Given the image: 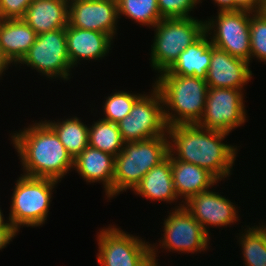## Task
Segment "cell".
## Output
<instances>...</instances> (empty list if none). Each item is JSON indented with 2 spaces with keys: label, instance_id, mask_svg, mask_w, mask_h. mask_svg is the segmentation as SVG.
<instances>
[{
  "label": "cell",
  "instance_id": "obj_1",
  "mask_svg": "<svg viewBox=\"0 0 266 266\" xmlns=\"http://www.w3.org/2000/svg\"><path fill=\"white\" fill-rule=\"evenodd\" d=\"M167 135L171 160L198 165L218 181L232 175L237 147L223 143L228 133L181 124L167 127Z\"/></svg>",
  "mask_w": 266,
  "mask_h": 266
},
{
  "label": "cell",
  "instance_id": "obj_2",
  "mask_svg": "<svg viewBox=\"0 0 266 266\" xmlns=\"http://www.w3.org/2000/svg\"><path fill=\"white\" fill-rule=\"evenodd\" d=\"M11 137L25 176L61 181L74 167V159L43 119Z\"/></svg>",
  "mask_w": 266,
  "mask_h": 266
},
{
  "label": "cell",
  "instance_id": "obj_3",
  "mask_svg": "<svg viewBox=\"0 0 266 266\" xmlns=\"http://www.w3.org/2000/svg\"><path fill=\"white\" fill-rule=\"evenodd\" d=\"M157 77L154 86L163 100L164 120L167 127L197 124L203 115L207 99L209 88L206 80L182 75Z\"/></svg>",
  "mask_w": 266,
  "mask_h": 266
},
{
  "label": "cell",
  "instance_id": "obj_4",
  "mask_svg": "<svg viewBox=\"0 0 266 266\" xmlns=\"http://www.w3.org/2000/svg\"><path fill=\"white\" fill-rule=\"evenodd\" d=\"M167 133L142 141L124 143L115 156L112 198L127 189H134L144 175L169 155Z\"/></svg>",
  "mask_w": 266,
  "mask_h": 266
},
{
  "label": "cell",
  "instance_id": "obj_5",
  "mask_svg": "<svg viewBox=\"0 0 266 266\" xmlns=\"http://www.w3.org/2000/svg\"><path fill=\"white\" fill-rule=\"evenodd\" d=\"M151 66L158 73L167 71L190 44L205 32V21L194 17L163 18L154 27Z\"/></svg>",
  "mask_w": 266,
  "mask_h": 266
},
{
  "label": "cell",
  "instance_id": "obj_6",
  "mask_svg": "<svg viewBox=\"0 0 266 266\" xmlns=\"http://www.w3.org/2000/svg\"><path fill=\"white\" fill-rule=\"evenodd\" d=\"M59 181L22 175L12 194L9 220L19 232L20 227H37L47 220L52 190Z\"/></svg>",
  "mask_w": 266,
  "mask_h": 266
},
{
  "label": "cell",
  "instance_id": "obj_7",
  "mask_svg": "<svg viewBox=\"0 0 266 266\" xmlns=\"http://www.w3.org/2000/svg\"><path fill=\"white\" fill-rule=\"evenodd\" d=\"M252 11H218L216 18L205 20V32L212 45L233 57L250 63V17Z\"/></svg>",
  "mask_w": 266,
  "mask_h": 266
},
{
  "label": "cell",
  "instance_id": "obj_8",
  "mask_svg": "<svg viewBox=\"0 0 266 266\" xmlns=\"http://www.w3.org/2000/svg\"><path fill=\"white\" fill-rule=\"evenodd\" d=\"M150 95L142 94L134 103L130 114L117 125L124 143L159 137L167 133L163 100L153 85Z\"/></svg>",
  "mask_w": 266,
  "mask_h": 266
},
{
  "label": "cell",
  "instance_id": "obj_9",
  "mask_svg": "<svg viewBox=\"0 0 266 266\" xmlns=\"http://www.w3.org/2000/svg\"><path fill=\"white\" fill-rule=\"evenodd\" d=\"M26 64L51 80L55 77L70 79L73 68L66 45V28L37 35L35 43L18 64Z\"/></svg>",
  "mask_w": 266,
  "mask_h": 266
},
{
  "label": "cell",
  "instance_id": "obj_10",
  "mask_svg": "<svg viewBox=\"0 0 266 266\" xmlns=\"http://www.w3.org/2000/svg\"><path fill=\"white\" fill-rule=\"evenodd\" d=\"M243 90L209 88L203 115L197 125L230 133L246 122Z\"/></svg>",
  "mask_w": 266,
  "mask_h": 266
},
{
  "label": "cell",
  "instance_id": "obj_11",
  "mask_svg": "<svg viewBox=\"0 0 266 266\" xmlns=\"http://www.w3.org/2000/svg\"><path fill=\"white\" fill-rule=\"evenodd\" d=\"M111 225L97 234V261L101 266H138L150 253L151 244Z\"/></svg>",
  "mask_w": 266,
  "mask_h": 266
},
{
  "label": "cell",
  "instance_id": "obj_12",
  "mask_svg": "<svg viewBox=\"0 0 266 266\" xmlns=\"http://www.w3.org/2000/svg\"><path fill=\"white\" fill-rule=\"evenodd\" d=\"M178 205L164 220V238L159 242L160 248L188 254L205 252L210 244V235L183 204Z\"/></svg>",
  "mask_w": 266,
  "mask_h": 266
},
{
  "label": "cell",
  "instance_id": "obj_13",
  "mask_svg": "<svg viewBox=\"0 0 266 266\" xmlns=\"http://www.w3.org/2000/svg\"><path fill=\"white\" fill-rule=\"evenodd\" d=\"M118 5L116 0H69L68 24L74 28L116 35Z\"/></svg>",
  "mask_w": 266,
  "mask_h": 266
},
{
  "label": "cell",
  "instance_id": "obj_14",
  "mask_svg": "<svg viewBox=\"0 0 266 266\" xmlns=\"http://www.w3.org/2000/svg\"><path fill=\"white\" fill-rule=\"evenodd\" d=\"M183 206L202 225L208 235L209 226L226 227L239 220L235 203L210 190L192 196L183 203Z\"/></svg>",
  "mask_w": 266,
  "mask_h": 266
},
{
  "label": "cell",
  "instance_id": "obj_15",
  "mask_svg": "<svg viewBox=\"0 0 266 266\" xmlns=\"http://www.w3.org/2000/svg\"><path fill=\"white\" fill-rule=\"evenodd\" d=\"M249 64L212 45L211 62L206 76L208 88L243 90L252 78Z\"/></svg>",
  "mask_w": 266,
  "mask_h": 266
},
{
  "label": "cell",
  "instance_id": "obj_16",
  "mask_svg": "<svg viewBox=\"0 0 266 266\" xmlns=\"http://www.w3.org/2000/svg\"><path fill=\"white\" fill-rule=\"evenodd\" d=\"M113 39L106 33L66 27V45L72 67L81 60H101L111 50Z\"/></svg>",
  "mask_w": 266,
  "mask_h": 266
},
{
  "label": "cell",
  "instance_id": "obj_17",
  "mask_svg": "<svg viewBox=\"0 0 266 266\" xmlns=\"http://www.w3.org/2000/svg\"><path fill=\"white\" fill-rule=\"evenodd\" d=\"M115 157L87 146L75 159L74 170L90 183L102 182L107 199L112 198Z\"/></svg>",
  "mask_w": 266,
  "mask_h": 266
},
{
  "label": "cell",
  "instance_id": "obj_18",
  "mask_svg": "<svg viewBox=\"0 0 266 266\" xmlns=\"http://www.w3.org/2000/svg\"><path fill=\"white\" fill-rule=\"evenodd\" d=\"M68 0H33L22 18L37 35L66 28Z\"/></svg>",
  "mask_w": 266,
  "mask_h": 266
},
{
  "label": "cell",
  "instance_id": "obj_19",
  "mask_svg": "<svg viewBox=\"0 0 266 266\" xmlns=\"http://www.w3.org/2000/svg\"><path fill=\"white\" fill-rule=\"evenodd\" d=\"M208 37L204 32L180 53V56L167 71L158 75L195 76L206 80L212 55V43Z\"/></svg>",
  "mask_w": 266,
  "mask_h": 266
},
{
  "label": "cell",
  "instance_id": "obj_20",
  "mask_svg": "<svg viewBox=\"0 0 266 266\" xmlns=\"http://www.w3.org/2000/svg\"><path fill=\"white\" fill-rule=\"evenodd\" d=\"M173 185L178 198L186 202L192 196L211 189L219 182L207 170L182 160H171Z\"/></svg>",
  "mask_w": 266,
  "mask_h": 266
},
{
  "label": "cell",
  "instance_id": "obj_21",
  "mask_svg": "<svg viewBox=\"0 0 266 266\" xmlns=\"http://www.w3.org/2000/svg\"><path fill=\"white\" fill-rule=\"evenodd\" d=\"M37 34L22 19H0V47L13 64H18L35 43Z\"/></svg>",
  "mask_w": 266,
  "mask_h": 266
},
{
  "label": "cell",
  "instance_id": "obj_22",
  "mask_svg": "<svg viewBox=\"0 0 266 266\" xmlns=\"http://www.w3.org/2000/svg\"><path fill=\"white\" fill-rule=\"evenodd\" d=\"M151 201L173 203L178 199L172 177L171 157L150 169L132 190Z\"/></svg>",
  "mask_w": 266,
  "mask_h": 266
},
{
  "label": "cell",
  "instance_id": "obj_23",
  "mask_svg": "<svg viewBox=\"0 0 266 266\" xmlns=\"http://www.w3.org/2000/svg\"><path fill=\"white\" fill-rule=\"evenodd\" d=\"M45 122L55 131L67 152L75 159L88 145L89 126L85 125L78 117L66 120Z\"/></svg>",
  "mask_w": 266,
  "mask_h": 266
},
{
  "label": "cell",
  "instance_id": "obj_24",
  "mask_svg": "<svg viewBox=\"0 0 266 266\" xmlns=\"http://www.w3.org/2000/svg\"><path fill=\"white\" fill-rule=\"evenodd\" d=\"M89 146L114 157L122 151L124 142L117 123H112L104 119H99L89 127Z\"/></svg>",
  "mask_w": 266,
  "mask_h": 266
},
{
  "label": "cell",
  "instance_id": "obj_25",
  "mask_svg": "<svg viewBox=\"0 0 266 266\" xmlns=\"http://www.w3.org/2000/svg\"><path fill=\"white\" fill-rule=\"evenodd\" d=\"M247 229V231H246ZM239 236L246 266H266V232L265 225L246 228Z\"/></svg>",
  "mask_w": 266,
  "mask_h": 266
},
{
  "label": "cell",
  "instance_id": "obj_26",
  "mask_svg": "<svg viewBox=\"0 0 266 266\" xmlns=\"http://www.w3.org/2000/svg\"><path fill=\"white\" fill-rule=\"evenodd\" d=\"M118 16H126L149 27H154L163 18L160 16L157 0H117Z\"/></svg>",
  "mask_w": 266,
  "mask_h": 266
},
{
  "label": "cell",
  "instance_id": "obj_27",
  "mask_svg": "<svg viewBox=\"0 0 266 266\" xmlns=\"http://www.w3.org/2000/svg\"><path fill=\"white\" fill-rule=\"evenodd\" d=\"M142 94H133L125 91H117L108 96L105 100L104 109L105 117L102 118L112 123H118L130 114L135 101Z\"/></svg>",
  "mask_w": 266,
  "mask_h": 266
},
{
  "label": "cell",
  "instance_id": "obj_28",
  "mask_svg": "<svg viewBox=\"0 0 266 266\" xmlns=\"http://www.w3.org/2000/svg\"><path fill=\"white\" fill-rule=\"evenodd\" d=\"M251 58L266 63V13L253 12L250 17Z\"/></svg>",
  "mask_w": 266,
  "mask_h": 266
},
{
  "label": "cell",
  "instance_id": "obj_29",
  "mask_svg": "<svg viewBox=\"0 0 266 266\" xmlns=\"http://www.w3.org/2000/svg\"><path fill=\"white\" fill-rule=\"evenodd\" d=\"M162 18L192 17L190 13L200 0H157Z\"/></svg>",
  "mask_w": 266,
  "mask_h": 266
},
{
  "label": "cell",
  "instance_id": "obj_30",
  "mask_svg": "<svg viewBox=\"0 0 266 266\" xmlns=\"http://www.w3.org/2000/svg\"><path fill=\"white\" fill-rule=\"evenodd\" d=\"M33 0H0V19H17L25 16Z\"/></svg>",
  "mask_w": 266,
  "mask_h": 266
},
{
  "label": "cell",
  "instance_id": "obj_31",
  "mask_svg": "<svg viewBox=\"0 0 266 266\" xmlns=\"http://www.w3.org/2000/svg\"><path fill=\"white\" fill-rule=\"evenodd\" d=\"M265 0H236V10L263 11Z\"/></svg>",
  "mask_w": 266,
  "mask_h": 266
},
{
  "label": "cell",
  "instance_id": "obj_32",
  "mask_svg": "<svg viewBox=\"0 0 266 266\" xmlns=\"http://www.w3.org/2000/svg\"><path fill=\"white\" fill-rule=\"evenodd\" d=\"M17 233L19 232L15 228H0V250L5 248Z\"/></svg>",
  "mask_w": 266,
  "mask_h": 266
},
{
  "label": "cell",
  "instance_id": "obj_33",
  "mask_svg": "<svg viewBox=\"0 0 266 266\" xmlns=\"http://www.w3.org/2000/svg\"><path fill=\"white\" fill-rule=\"evenodd\" d=\"M219 11H236V0H213ZM202 3V1L200 0Z\"/></svg>",
  "mask_w": 266,
  "mask_h": 266
},
{
  "label": "cell",
  "instance_id": "obj_34",
  "mask_svg": "<svg viewBox=\"0 0 266 266\" xmlns=\"http://www.w3.org/2000/svg\"><path fill=\"white\" fill-rule=\"evenodd\" d=\"M156 251H157L156 245L151 244V253L138 266H159L157 265L158 263L156 261V256H157V253H155Z\"/></svg>",
  "mask_w": 266,
  "mask_h": 266
},
{
  "label": "cell",
  "instance_id": "obj_35",
  "mask_svg": "<svg viewBox=\"0 0 266 266\" xmlns=\"http://www.w3.org/2000/svg\"><path fill=\"white\" fill-rule=\"evenodd\" d=\"M11 63V60L6 56L0 47V77L3 75L2 73L8 69V66H10Z\"/></svg>",
  "mask_w": 266,
  "mask_h": 266
},
{
  "label": "cell",
  "instance_id": "obj_36",
  "mask_svg": "<svg viewBox=\"0 0 266 266\" xmlns=\"http://www.w3.org/2000/svg\"><path fill=\"white\" fill-rule=\"evenodd\" d=\"M5 221L6 220L4 219L3 212L0 207V228H14L9 219L7 222Z\"/></svg>",
  "mask_w": 266,
  "mask_h": 266
},
{
  "label": "cell",
  "instance_id": "obj_37",
  "mask_svg": "<svg viewBox=\"0 0 266 266\" xmlns=\"http://www.w3.org/2000/svg\"><path fill=\"white\" fill-rule=\"evenodd\" d=\"M263 11L266 13V0H265V3H264Z\"/></svg>",
  "mask_w": 266,
  "mask_h": 266
}]
</instances>
